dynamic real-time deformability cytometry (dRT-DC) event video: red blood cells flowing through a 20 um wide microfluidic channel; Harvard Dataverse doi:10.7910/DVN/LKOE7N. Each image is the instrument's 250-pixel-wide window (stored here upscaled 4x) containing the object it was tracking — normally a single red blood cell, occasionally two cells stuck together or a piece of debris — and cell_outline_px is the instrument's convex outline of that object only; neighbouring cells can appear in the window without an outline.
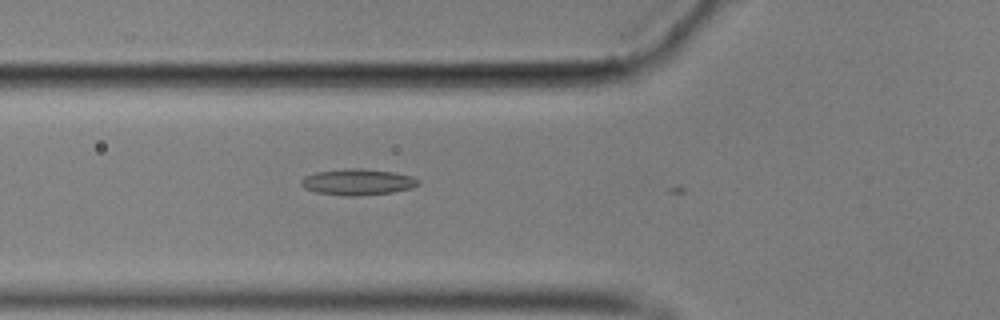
{"species": "common noctule bat (a hibernating species)", "species_latin": "Nyctalus noctula", "temperature_condition": "cold", "stored_images_in_passage": 13, "camera_frame_rate_fps": 3000, "um_per_image_px": 0.085, "animal": {"sex": "male", "body_mass_g": 17.9}, "frame": {"image": 1, "passage_image": 3, "time_ms": 0.667, "image_size_px": [1000, 320], "cell_outline_px": [[420, 184], [412, 188], [392, 192], [356, 196], [344, 196], [316, 192], [304, 188], [300, 184], [300, 180], [304, 176], [316, 172], [344, 168], [364, 168], [392, 172], [412, 176], [420, 180]], "centroid_in_image_um": [30.39, 15.46], "position_along_channel_um": 95.4, "area_um2": 18.03}}
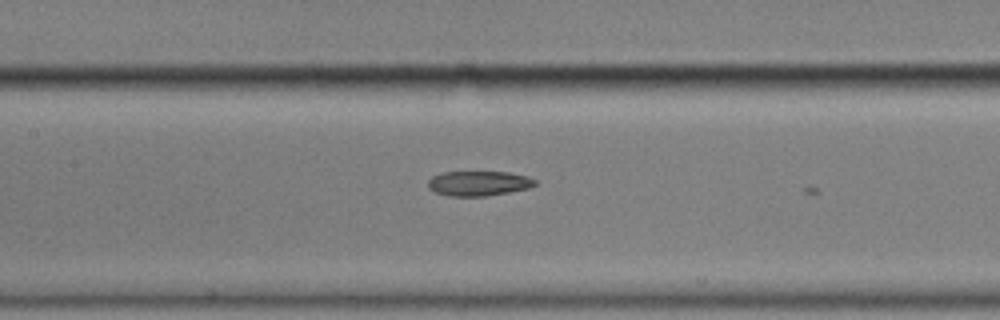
{"frame": {"image": 2, "passage_image": 9, "time_ms": 2.667, "image_size_px": [1000, 320], "cell_outline_px": [[536, 184], [528, 188], [508, 192], [484, 196], [448, 196], [432, 192], [428, 188], [428, 180], [432, 176], [444, 172], [508, 172], [528, 176], [536, 180]], "centroid_in_image_um": [40.64, 15.59], "position_along_channel_um": 166.8, "area_um2": 15.55}}
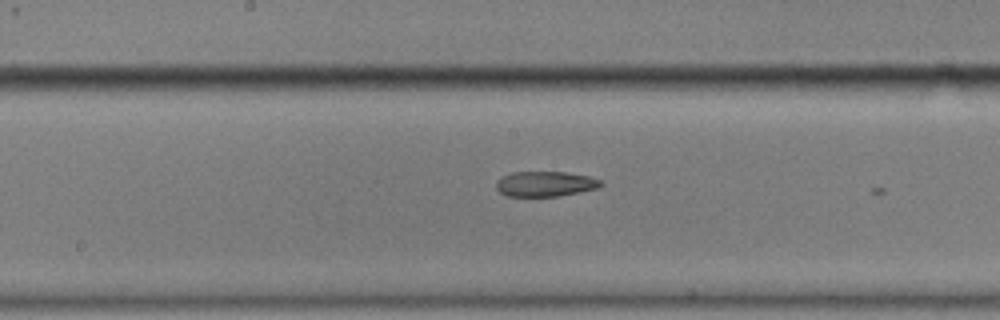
{"frame": {"image": 3, "passage_image": 12, "time_ms": 3.667, "image_size_px": [1000, 320], "cell_outline_px": [[604, 184], [596, 188], [556, 196], [508, 196], [500, 192], [496, 188], [496, 180], [500, 176], [512, 172], [564, 172], [588, 176], [600, 180]], "centroid_in_image_um": [46.28, 15.62], "position_along_channel_um": 201.9, "area_um2": 15.2}}